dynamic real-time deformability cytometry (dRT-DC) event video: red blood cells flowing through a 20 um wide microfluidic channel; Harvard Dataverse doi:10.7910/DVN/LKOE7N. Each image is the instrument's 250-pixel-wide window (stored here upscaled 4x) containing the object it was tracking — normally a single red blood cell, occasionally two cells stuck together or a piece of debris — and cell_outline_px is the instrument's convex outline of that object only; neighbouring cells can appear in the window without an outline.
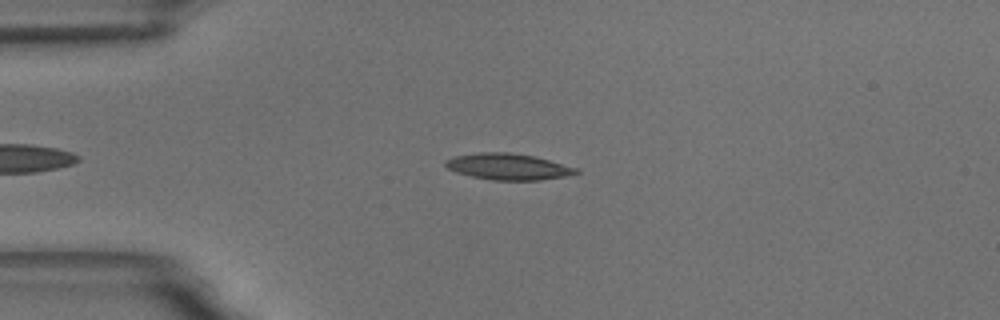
{"species": "common noctule bat (a hibernating species)", "species_latin": "Nyctalus noctula", "temperature_condition": "room temperature", "stored_images_in_passage": 2, "camera_frame_rate_fps": 3000, "um_per_image_px": 0.085, "animal": {"sex": "male", "body_mass_g": 18.8}, "frame": {"image": 1, "passage_image": 1, "time_ms": 0.0, "image_size_px": [1000, 320], "cell_outline_px": [[580, 172], [564, 176], [540, 180], [492, 180], [472, 176], [456, 172], [448, 168], [444, 164], [444, 160], [452, 156], [480, 152], [508, 152], [532, 156], [580, 168]], "centroid_in_image_um": [43.17, 14.16], "position_along_channel_um": 41.8, "area_um2": 19.94}}